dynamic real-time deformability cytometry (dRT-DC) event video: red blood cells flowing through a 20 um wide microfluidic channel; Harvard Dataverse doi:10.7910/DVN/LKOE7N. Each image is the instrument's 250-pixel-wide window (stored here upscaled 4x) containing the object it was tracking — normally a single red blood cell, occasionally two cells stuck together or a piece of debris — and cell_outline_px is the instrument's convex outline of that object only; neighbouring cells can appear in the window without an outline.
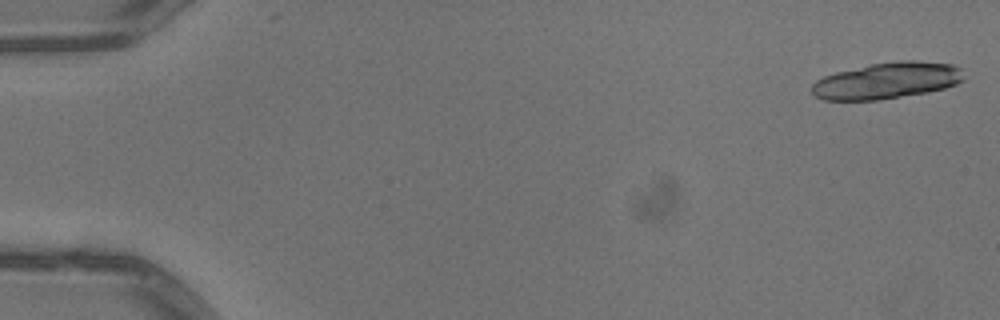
{"species": "common noctule bat (a hibernating species)", "species_latin": "Nyctalus noctula", "temperature_condition": "warm", "stored_images_in_passage": 29, "camera_frame_rate_fps": 3000, "um_per_image_px": 0.085, "animal": {"sex": "male", "body_mass_g": 13.3}, "frame": {"image": 1, "passage_image": 1, "time_ms": 0.0, "image_size_px": [1000, 320], "cell_outline_px": [[964, 80], [956, 84], [944, 88], [928, 92], [880, 100], [824, 100], [816, 96], [812, 92], [812, 84], [816, 80], [824, 76], [836, 72], [872, 64], [900, 60], [916, 60], [952, 64], [960, 68]], "centroid_in_image_um": [75.4, 6.85], "position_along_channel_um": 9.6, "area_um2": 32.19}}